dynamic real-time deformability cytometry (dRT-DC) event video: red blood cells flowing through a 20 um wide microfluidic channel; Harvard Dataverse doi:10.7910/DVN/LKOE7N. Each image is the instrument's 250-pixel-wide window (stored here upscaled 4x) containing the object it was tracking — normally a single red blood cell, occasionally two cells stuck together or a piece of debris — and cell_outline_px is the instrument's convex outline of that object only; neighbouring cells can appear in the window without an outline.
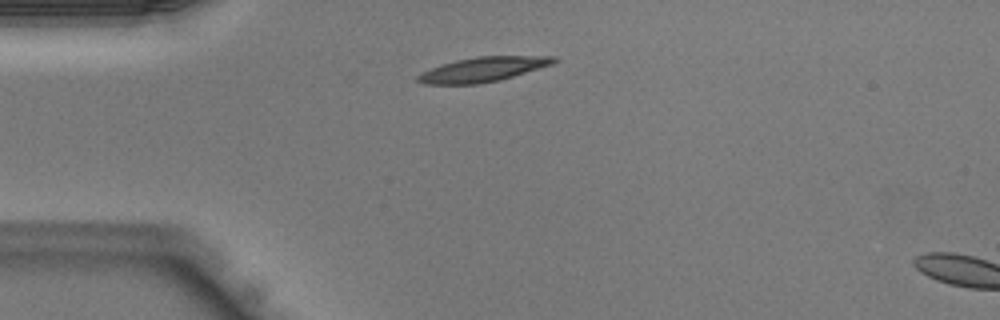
{"species": "Egyptian fruit bat (a non-hibernating species)", "species_latin": "Rousettus aegyptiacus", "temperature_condition": "warm", "stored_images_in_passage": 3, "camera_frame_rate_fps": 3000, "um_per_image_px": 0.085, "animal": {"sex": "male"}, "frame": {"image": 1, "passage_image": 1, "time_ms": 0.0, "image_size_px": [1000, 320], "cell_outline_px": [[560, 60], [552, 64], [512, 76], [496, 80], [476, 84], [424, 84], [416, 80], [416, 76], [432, 68], [456, 60], [476, 56], [556, 56]], "centroid_in_image_um": [41.06, 5.89], "position_along_channel_um": 43.9, "area_um2": 19.13}}